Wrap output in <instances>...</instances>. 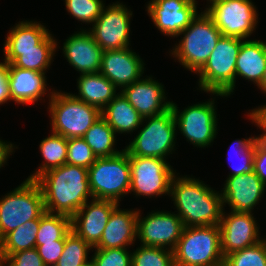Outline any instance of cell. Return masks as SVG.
<instances>
[{"mask_svg": "<svg viewBox=\"0 0 266 266\" xmlns=\"http://www.w3.org/2000/svg\"><path fill=\"white\" fill-rule=\"evenodd\" d=\"M64 245L65 240H56L36 248L45 266H55L63 253Z\"/></svg>", "mask_w": 266, "mask_h": 266, "instance_id": "41", "label": "cell"}, {"mask_svg": "<svg viewBox=\"0 0 266 266\" xmlns=\"http://www.w3.org/2000/svg\"><path fill=\"white\" fill-rule=\"evenodd\" d=\"M223 35L204 10L177 37L178 43L169 49L175 62L195 74L204 66Z\"/></svg>", "mask_w": 266, "mask_h": 266, "instance_id": "3", "label": "cell"}, {"mask_svg": "<svg viewBox=\"0 0 266 266\" xmlns=\"http://www.w3.org/2000/svg\"><path fill=\"white\" fill-rule=\"evenodd\" d=\"M89 187L93 198L120 204L131 185L129 155L125 149L111 157H98L88 168Z\"/></svg>", "mask_w": 266, "mask_h": 266, "instance_id": "9", "label": "cell"}, {"mask_svg": "<svg viewBox=\"0 0 266 266\" xmlns=\"http://www.w3.org/2000/svg\"><path fill=\"white\" fill-rule=\"evenodd\" d=\"M77 92L71 93L76 99L95 106L101 111L119 93V89L100 72L81 74L77 79Z\"/></svg>", "mask_w": 266, "mask_h": 266, "instance_id": "26", "label": "cell"}, {"mask_svg": "<svg viewBox=\"0 0 266 266\" xmlns=\"http://www.w3.org/2000/svg\"><path fill=\"white\" fill-rule=\"evenodd\" d=\"M71 231V217L63 214L45 212L40 217L39 230L36 237V248L44 243L65 240Z\"/></svg>", "mask_w": 266, "mask_h": 266, "instance_id": "32", "label": "cell"}, {"mask_svg": "<svg viewBox=\"0 0 266 266\" xmlns=\"http://www.w3.org/2000/svg\"><path fill=\"white\" fill-rule=\"evenodd\" d=\"M131 185L129 194L152 199L170 196V185L177 173L167 160L155 157L129 156Z\"/></svg>", "mask_w": 266, "mask_h": 266, "instance_id": "12", "label": "cell"}, {"mask_svg": "<svg viewBox=\"0 0 266 266\" xmlns=\"http://www.w3.org/2000/svg\"><path fill=\"white\" fill-rule=\"evenodd\" d=\"M101 117L115 134H133L142 124L143 117L119 91L114 99L101 111Z\"/></svg>", "mask_w": 266, "mask_h": 266, "instance_id": "27", "label": "cell"}, {"mask_svg": "<svg viewBox=\"0 0 266 266\" xmlns=\"http://www.w3.org/2000/svg\"><path fill=\"white\" fill-rule=\"evenodd\" d=\"M11 101L8 84V63L0 62V105Z\"/></svg>", "mask_w": 266, "mask_h": 266, "instance_id": "44", "label": "cell"}, {"mask_svg": "<svg viewBox=\"0 0 266 266\" xmlns=\"http://www.w3.org/2000/svg\"><path fill=\"white\" fill-rule=\"evenodd\" d=\"M15 149H18V146L14 145V143L0 138V169L6 165L10 155L15 153Z\"/></svg>", "mask_w": 266, "mask_h": 266, "instance_id": "45", "label": "cell"}, {"mask_svg": "<svg viewBox=\"0 0 266 266\" xmlns=\"http://www.w3.org/2000/svg\"><path fill=\"white\" fill-rule=\"evenodd\" d=\"M35 181L49 213L72 217L88 200L93 199L88 169L81 166L66 163L44 172Z\"/></svg>", "mask_w": 266, "mask_h": 266, "instance_id": "2", "label": "cell"}, {"mask_svg": "<svg viewBox=\"0 0 266 266\" xmlns=\"http://www.w3.org/2000/svg\"><path fill=\"white\" fill-rule=\"evenodd\" d=\"M260 92H262L264 95L266 94V69L263 75L262 83L258 86Z\"/></svg>", "mask_w": 266, "mask_h": 266, "instance_id": "46", "label": "cell"}, {"mask_svg": "<svg viewBox=\"0 0 266 266\" xmlns=\"http://www.w3.org/2000/svg\"><path fill=\"white\" fill-rule=\"evenodd\" d=\"M207 4L203 10L223 36L249 39L256 31L259 14L252 0H207Z\"/></svg>", "mask_w": 266, "mask_h": 266, "instance_id": "11", "label": "cell"}, {"mask_svg": "<svg viewBox=\"0 0 266 266\" xmlns=\"http://www.w3.org/2000/svg\"><path fill=\"white\" fill-rule=\"evenodd\" d=\"M247 118L253 122L257 129L263 131L262 134L257 135V140L266 145V104L256 106L254 109L248 110Z\"/></svg>", "mask_w": 266, "mask_h": 266, "instance_id": "42", "label": "cell"}, {"mask_svg": "<svg viewBox=\"0 0 266 266\" xmlns=\"http://www.w3.org/2000/svg\"><path fill=\"white\" fill-rule=\"evenodd\" d=\"M155 79L153 75H146L121 90L143 118L162 114L171 108V101L166 97L164 84Z\"/></svg>", "mask_w": 266, "mask_h": 266, "instance_id": "20", "label": "cell"}, {"mask_svg": "<svg viewBox=\"0 0 266 266\" xmlns=\"http://www.w3.org/2000/svg\"><path fill=\"white\" fill-rule=\"evenodd\" d=\"M118 206L121 205L111 200H88L71 217V230L94 248L102 237L111 213Z\"/></svg>", "mask_w": 266, "mask_h": 266, "instance_id": "17", "label": "cell"}, {"mask_svg": "<svg viewBox=\"0 0 266 266\" xmlns=\"http://www.w3.org/2000/svg\"><path fill=\"white\" fill-rule=\"evenodd\" d=\"M105 3L103 0H65V9L81 24H91L100 16Z\"/></svg>", "mask_w": 266, "mask_h": 266, "instance_id": "37", "label": "cell"}, {"mask_svg": "<svg viewBox=\"0 0 266 266\" xmlns=\"http://www.w3.org/2000/svg\"><path fill=\"white\" fill-rule=\"evenodd\" d=\"M45 212L38 183L26 178L0 198V241L11 231L29 220L40 218Z\"/></svg>", "mask_w": 266, "mask_h": 266, "instance_id": "10", "label": "cell"}, {"mask_svg": "<svg viewBox=\"0 0 266 266\" xmlns=\"http://www.w3.org/2000/svg\"><path fill=\"white\" fill-rule=\"evenodd\" d=\"M48 101L51 132L67 139L83 137L101 117L100 109L76 99L70 92L56 89Z\"/></svg>", "mask_w": 266, "mask_h": 266, "instance_id": "5", "label": "cell"}, {"mask_svg": "<svg viewBox=\"0 0 266 266\" xmlns=\"http://www.w3.org/2000/svg\"><path fill=\"white\" fill-rule=\"evenodd\" d=\"M139 209H121L111 213L99 243L93 249H115L133 246L137 240V218Z\"/></svg>", "mask_w": 266, "mask_h": 266, "instance_id": "23", "label": "cell"}, {"mask_svg": "<svg viewBox=\"0 0 266 266\" xmlns=\"http://www.w3.org/2000/svg\"><path fill=\"white\" fill-rule=\"evenodd\" d=\"M197 6V0H150L146 11L157 30L174 39L197 16Z\"/></svg>", "mask_w": 266, "mask_h": 266, "instance_id": "15", "label": "cell"}, {"mask_svg": "<svg viewBox=\"0 0 266 266\" xmlns=\"http://www.w3.org/2000/svg\"><path fill=\"white\" fill-rule=\"evenodd\" d=\"M173 252L175 266H223L219 225L185 227Z\"/></svg>", "mask_w": 266, "mask_h": 266, "instance_id": "6", "label": "cell"}, {"mask_svg": "<svg viewBox=\"0 0 266 266\" xmlns=\"http://www.w3.org/2000/svg\"><path fill=\"white\" fill-rule=\"evenodd\" d=\"M93 248L72 230L65 237L63 253L55 266H82L91 258Z\"/></svg>", "mask_w": 266, "mask_h": 266, "instance_id": "34", "label": "cell"}, {"mask_svg": "<svg viewBox=\"0 0 266 266\" xmlns=\"http://www.w3.org/2000/svg\"><path fill=\"white\" fill-rule=\"evenodd\" d=\"M144 60L130 48L103 51L100 73L120 91L143 77Z\"/></svg>", "mask_w": 266, "mask_h": 266, "instance_id": "19", "label": "cell"}, {"mask_svg": "<svg viewBox=\"0 0 266 266\" xmlns=\"http://www.w3.org/2000/svg\"><path fill=\"white\" fill-rule=\"evenodd\" d=\"M229 212L226 213L225 208L223 209L219 223L223 257L255 245L264 239L260 234V226L256 218H254V213Z\"/></svg>", "mask_w": 266, "mask_h": 266, "instance_id": "16", "label": "cell"}, {"mask_svg": "<svg viewBox=\"0 0 266 266\" xmlns=\"http://www.w3.org/2000/svg\"><path fill=\"white\" fill-rule=\"evenodd\" d=\"M253 171L266 185V145L258 140L255 141Z\"/></svg>", "mask_w": 266, "mask_h": 266, "instance_id": "43", "label": "cell"}, {"mask_svg": "<svg viewBox=\"0 0 266 266\" xmlns=\"http://www.w3.org/2000/svg\"><path fill=\"white\" fill-rule=\"evenodd\" d=\"M223 266H266V238L225 256Z\"/></svg>", "mask_w": 266, "mask_h": 266, "instance_id": "36", "label": "cell"}, {"mask_svg": "<svg viewBox=\"0 0 266 266\" xmlns=\"http://www.w3.org/2000/svg\"><path fill=\"white\" fill-rule=\"evenodd\" d=\"M266 69V41L244 39L240 47L235 70V84L238 77L255 86L262 83Z\"/></svg>", "mask_w": 266, "mask_h": 266, "instance_id": "25", "label": "cell"}, {"mask_svg": "<svg viewBox=\"0 0 266 266\" xmlns=\"http://www.w3.org/2000/svg\"><path fill=\"white\" fill-rule=\"evenodd\" d=\"M67 146V138L53 132L42 139L39 144V150L44 161H42L35 171H32L33 173H31L27 179L35 180L44 172L66 164Z\"/></svg>", "mask_w": 266, "mask_h": 266, "instance_id": "29", "label": "cell"}, {"mask_svg": "<svg viewBox=\"0 0 266 266\" xmlns=\"http://www.w3.org/2000/svg\"><path fill=\"white\" fill-rule=\"evenodd\" d=\"M132 15L126 4L116 1L104 5L100 16L87 30L103 51L129 48Z\"/></svg>", "mask_w": 266, "mask_h": 266, "instance_id": "13", "label": "cell"}, {"mask_svg": "<svg viewBox=\"0 0 266 266\" xmlns=\"http://www.w3.org/2000/svg\"><path fill=\"white\" fill-rule=\"evenodd\" d=\"M50 32L38 45L37 49L28 50H3L4 61L15 67L36 72H48L56 51L60 49L59 42Z\"/></svg>", "mask_w": 266, "mask_h": 266, "instance_id": "24", "label": "cell"}, {"mask_svg": "<svg viewBox=\"0 0 266 266\" xmlns=\"http://www.w3.org/2000/svg\"><path fill=\"white\" fill-rule=\"evenodd\" d=\"M244 39L222 36L204 66L196 73L198 90L222 93L230 98L235 90V70Z\"/></svg>", "mask_w": 266, "mask_h": 266, "instance_id": "4", "label": "cell"}, {"mask_svg": "<svg viewBox=\"0 0 266 266\" xmlns=\"http://www.w3.org/2000/svg\"><path fill=\"white\" fill-rule=\"evenodd\" d=\"M61 48L64 58L79 75L100 71L103 49L86 28L69 35Z\"/></svg>", "mask_w": 266, "mask_h": 266, "instance_id": "21", "label": "cell"}, {"mask_svg": "<svg viewBox=\"0 0 266 266\" xmlns=\"http://www.w3.org/2000/svg\"><path fill=\"white\" fill-rule=\"evenodd\" d=\"M209 94L213 95L210 96L209 100L193 103L183 110L179 109L176 102L171 101L177 133H181L186 141L197 149L212 146L219 127L215 100L217 97L223 99L227 97L222 93L209 92Z\"/></svg>", "mask_w": 266, "mask_h": 266, "instance_id": "8", "label": "cell"}, {"mask_svg": "<svg viewBox=\"0 0 266 266\" xmlns=\"http://www.w3.org/2000/svg\"><path fill=\"white\" fill-rule=\"evenodd\" d=\"M145 216L142 210L137 218V241L140 245L165 248L173 251L185 228L181 218L171 211L151 210Z\"/></svg>", "mask_w": 266, "mask_h": 266, "instance_id": "14", "label": "cell"}, {"mask_svg": "<svg viewBox=\"0 0 266 266\" xmlns=\"http://www.w3.org/2000/svg\"><path fill=\"white\" fill-rule=\"evenodd\" d=\"M40 218L29 220L8 233L0 241L1 262L13 253L36 247V237L39 230Z\"/></svg>", "mask_w": 266, "mask_h": 266, "instance_id": "30", "label": "cell"}, {"mask_svg": "<svg viewBox=\"0 0 266 266\" xmlns=\"http://www.w3.org/2000/svg\"><path fill=\"white\" fill-rule=\"evenodd\" d=\"M46 73L21 69L8 64V84L11 101L17 105L34 104L44 100V96L52 97L54 88H47ZM49 90V91H48ZM48 93V94H47ZM47 94V95H45Z\"/></svg>", "mask_w": 266, "mask_h": 266, "instance_id": "22", "label": "cell"}, {"mask_svg": "<svg viewBox=\"0 0 266 266\" xmlns=\"http://www.w3.org/2000/svg\"><path fill=\"white\" fill-rule=\"evenodd\" d=\"M1 266H45L38 250L35 248L27 249L8 255Z\"/></svg>", "mask_w": 266, "mask_h": 266, "instance_id": "40", "label": "cell"}, {"mask_svg": "<svg viewBox=\"0 0 266 266\" xmlns=\"http://www.w3.org/2000/svg\"><path fill=\"white\" fill-rule=\"evenodd\" d=\"M221 195L223 208L226 204L235 212H252L261 202L266 192V185L254 172L226 177Z\"/></svg>", "mask_w": 266, "mask_h": 266, "instance_id": "18", "label": "cell"}, {"mask_svg": "<svg viewBox=\"0 0 266 266\" xmlns=\"http://www.w3.org/2000/svg\"><path fill=\"white\" fill-rule=\"evenodd\" d=\"M23 20L13 25L6 34L3 50L37 49V45L50 33L44 23Z\"/></svg>", "mask_w": 266, "mask_h": 266, "instance_id": "28", "label": "cell"}, {"mask_svg": "<svg viewBox=\"0 0 266 266\" xmlns=\"http://www.w3.org/2000/svg\"><path fill=\"white\" fill-rule=\"evenodd\" d=\"M256 140L257 136L255 135L249 138H237V140H234L230 149L228 150L227 155L229 162H233L230 164L232 171L228 174L227 177L238 176L253 171ZM232 156L236 159L235 163L232 160Z\"/></svg>", "mask_w": 266, "mask_h": 266, "instance_id": "33", "label": "cell"}, {"mask_svg": "<svg viewBox=\"0 0 266 266\" xmlns=\"http://www.w3.org/2000/svg\"><path fill=\"white\" fill-rule=\"evenodd\" d=\"M169 197L185 227L219 225L224 209L221 191L199 178L176 173Z\"/></svg>", "mask_w": 266, "mask_h": 266, "instance_id": "1", "label": "cell"}, {"mask_svg": "<svg viewBox=\"0 0 266 266\" xmlns=\"http://www.w3.org/2000/svg\"><path fill=\"white\" fill-rule=\"evenodd\" d=\"M67 140L68 164L81 166L88 169L95 163L97 156L93 153L92 149L82 137L69 138Z\"/></svg>", "mask_w": 266, "mask_h": 266, "instance_id": "38", "label": "cell"}, {"mask_svg": "<svg viewBox=\"0 0 266 266\" xmlns=\"http://www.w3.org/2000/svg\"><path fill=\"white\" fill-rule=\"evenodd\" d=\"M132 266H175L174 252L165 248L140 245L132 251Z\"/></svg>", "mask_w": 266, "mask_h": 266, "instance_id": "35", "label": "cell"}, {"mask_svg": "<svg viewBox=\"0 0 266 266\" xmlns=\"http://www.w3.org/2000/svg\"><path fill=\"white\" fill-rule=\"evenodd\" d=\"M82 266H96L92 259H90L87 263Z\"/></svg>", "mask_w": 266, "mask_h": 266, "instance_id": "47", "label": "cell"}, {"mask_svg": "<svg viewBox=\"0 0 266 266\" xmlns=\"http://www.w3.org/2000/svg\"><path fill=\"white\" fill-rule=\"evenodd\" d=\"M98 157H111L122 150L116 148L118 140L115 131L100 117L82 137ZM116 148V149H115Z\"/></svg>", "mask_w": 266, "mask_h": 266, "instance_id": "31", "label": "cell"}, {"mask_svg": "<svg viewBox=\"0 0 266 266\" xmlns=\"http://www.w3.org/2000/svg\"><path fill=\"white\" fill-rule=\"evenodd\" d=\"M138 129L136 137L124 146L129 156L167 160L178 149L176 123L171 108L162 114L143 118Z\"/></svg>", "mask_w": 266, "mask_h": 266, "instance_id": "7", "label": "cell"}, {"mask_svg": "<svg viewBox=\"0 0 266 266\" xmlns=\"http://www.w3.org/2000/svg\"><path fill=\"white\" fill-rule=\"evenodd\" d=\"M91 259L96 266H132V250L127 248L93 249Z\"/></svg>", "mask_w": 266, "mask_h": 266, "instance_id": "39", "label": "cell"}]
</instances>
